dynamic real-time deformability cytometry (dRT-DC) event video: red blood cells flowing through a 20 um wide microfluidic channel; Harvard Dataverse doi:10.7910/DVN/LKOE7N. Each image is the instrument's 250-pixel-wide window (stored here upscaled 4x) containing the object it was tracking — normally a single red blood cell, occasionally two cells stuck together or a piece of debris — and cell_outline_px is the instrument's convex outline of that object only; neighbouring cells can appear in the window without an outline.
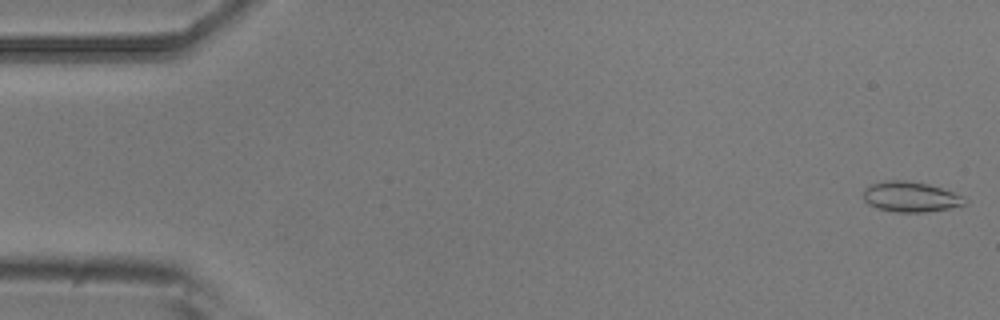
{"species": "common noctule bat (a hibernating species)", "species_latin": "Nyctalus noctula", "temperature_condition": "room temperature", "stored_images_in_passage": 53, "camera_frame_rate_fps": 3000, "um_per_image_px": 0.085, "animal": {"sex": "male", "body_mass_g": 20.5, "forearm_length_mm": 52.5}, "frame": {"image": 1, "passage_image": 1, "time_ms": 0.0, "image_size_px": [1000, 320], "cell_outline_px": [[968, 200], [964, 204], [948, 208], [924, 212], [896, 212], [876, 208], [868, 204], [864, 200], [864, 188], [872, 184], [884, 180], [904, 180], [928, 184], [964, 196]], "centroid_in_image_um": [77.37, 16.73], "position_along_channel_um": 7.6, "area_um2": 17.8}}
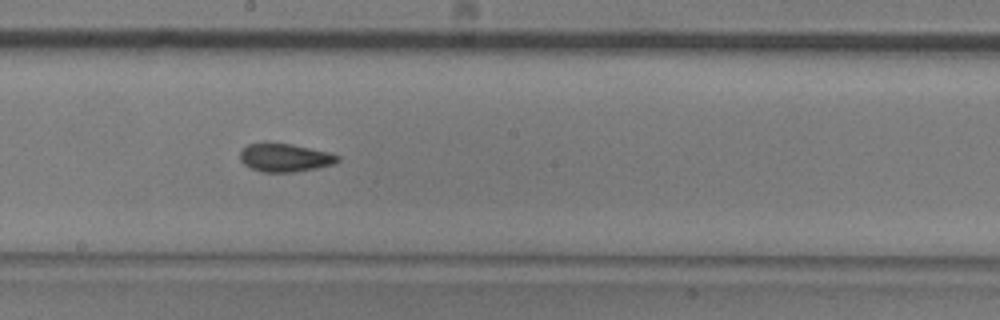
{"frame": {"image": 2, "passage_image": 29, "time_ms": 9.333, "image_size_px": [1000, 320], "cell_outline_px": [[340, 160], [336, 164], [296, 172], [260, 172], [244, 164], [240, 160], [240, 152], [248, 144], [268, 140], [292, 144], [328, 152], [340, 156]], "centroid_in_image_um": [24.2, 13.37], "position_along_channel_um": 224.0, "area_um2": 16.53}}
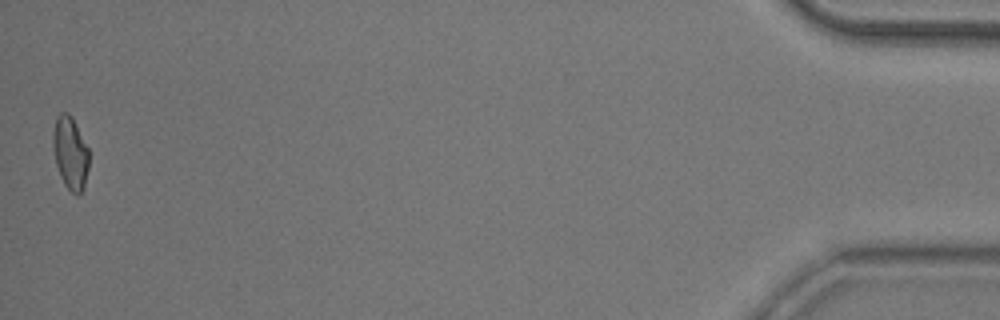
{"frame": {"image": 3, "passage_image": 53, "time_ms": 17.333, "image_size_px": [1000, 320], "cell_outline_px": [[88, 168], [84, 188], [76, 196], [64, 184], [60, 176], [56, 164], [52, 144], [52, 136], [56, 116], [60, 112], [68, 112], [72, 116], [88, 148]], "centroid_in_image_um": [5.96, 12.98], "position_along_channel_um": 429.2, "area_um2": 15.32}, "authors_computed_cell_mechanics": {"area_um2": 16.0684, "velocity_mm_per_s": 3.7616, "shape_relaxation_time_tau1_ms": 6.6887, "shape_relaxation_time_tau2_ms": 2.9165, "deformation_change_tau1": 0.1252, "deformation_change_tau2": 0.0833}}